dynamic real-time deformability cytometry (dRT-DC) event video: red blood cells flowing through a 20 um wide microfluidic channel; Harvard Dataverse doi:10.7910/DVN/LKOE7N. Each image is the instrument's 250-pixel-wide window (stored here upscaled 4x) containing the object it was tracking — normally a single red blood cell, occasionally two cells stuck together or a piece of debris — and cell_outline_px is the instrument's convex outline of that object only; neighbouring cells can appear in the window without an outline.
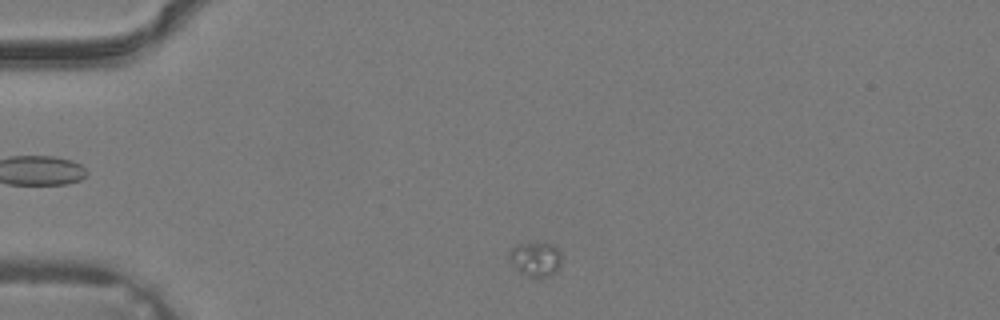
{"species": "common noctule bat (a hibernating species)", "species_latin": "Nyctalus noctula", "temperature_condition": "warm", "stored_images_in_passage": 10, "camera_frame_rate_fps": 3000, "um_per_image_px": 0.085, "animal": {"sex": "male", "body_mass_g": 19.2, "forearm_length_mm": 51.8}, "frame": {"image": 1, "passage_image": 2, "time_ms": 0.333, "image_size_px": [1000, 320], "cell_outline_px": [[560, 264], [556, 272], [548, 276], [528, 276], [520, 272], [516, 268], [508, 256], [508, 252], [512, 248], [520, 244], [552, 244], [560, 252]], "centroid_in_image_um": [45.52, 22.03], "position_along_channel_um": 39.5, "area_um2": 10.06}}